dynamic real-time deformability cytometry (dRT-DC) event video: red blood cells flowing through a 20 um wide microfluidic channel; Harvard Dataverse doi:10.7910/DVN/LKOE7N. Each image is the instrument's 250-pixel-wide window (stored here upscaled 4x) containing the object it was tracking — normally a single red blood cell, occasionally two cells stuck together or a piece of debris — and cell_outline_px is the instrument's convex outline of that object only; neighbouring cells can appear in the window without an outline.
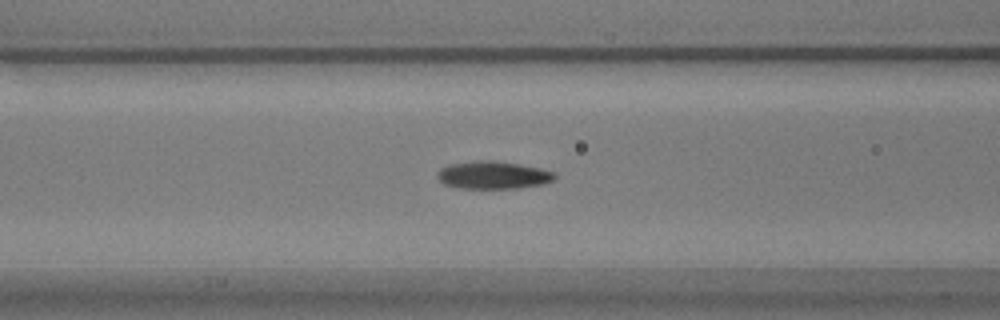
{"species": "common noctule bat (a hibernating species)", "species_latin": "Nyctalus noctula", "temperature_condition": "warm", "stored_images_in_passage": 26, "camera_frame_rate_fps": 3000, "um_per_image_px": 0.085, "animal": {"sex": "male", "body_mass_g": 17.9}, "frame": {"image": 1, "passage_image": 12, "time_ms": 3.667, "image_size_px": [1000, 320], "cell_outline_px": [[556, 180], [544, 184], [516, 188], [460, 188], [444, 184], [436, 176], [436, 172], [440, 168], [452, 164], [476, 160], [492, 160], [520, 164], [540, 168], [556, 172]], "centroid_in_image_um": [41.94, 14.88], "position_along_channel_um": 124.7, "area_um2": 19.07}}
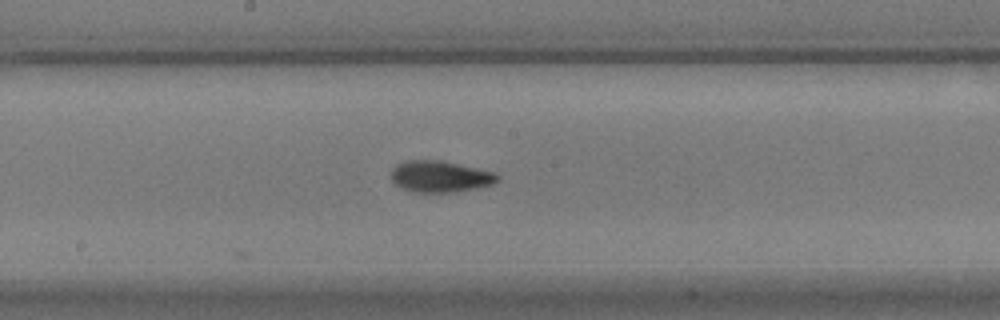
{"frame": {"image": 2, "passage_image": 19, "time_ms": 6.0, "image_size_px": [1000, 320], "cell_outline_px": [[500, 180], [492, 184], [476, 188], [456, 192], [416, 192], [400, 188], [392, 180], [392, 168], [396, 164], [404, 160], [444, 160], [496, 172], [500, 176]], "centroid_in_image_um": [37.44, 14.99], "position_along_channel_um": 210.8, "area_um2": 19.77}}
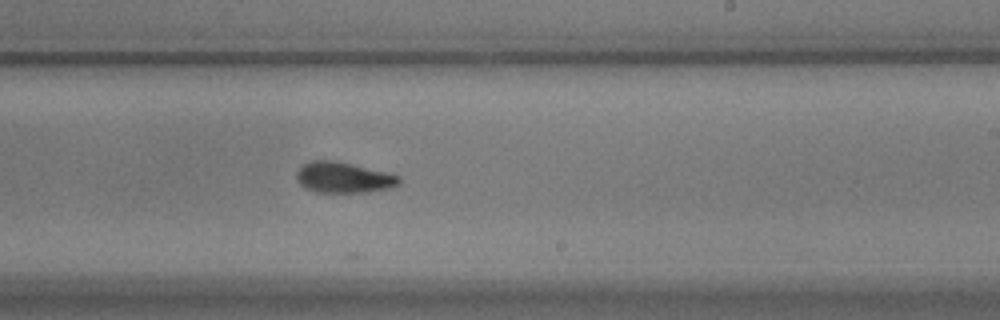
{"frame": {"image": 3, "passage_image": 23, "time_ms": 7.333, "image_size_px": [1000, 320], "cell_outline_px": [[400, 184], [392, 188], [364, 192], [316, 192], [304, 188], [296, 180], [296, 172], [304, 164], [312, 160], [336, 160], [400, 176]], "centroid_in_image_um": [29.18, 15.09], "position_along_channel_um": 259.8, "area_um2": 18.38}}